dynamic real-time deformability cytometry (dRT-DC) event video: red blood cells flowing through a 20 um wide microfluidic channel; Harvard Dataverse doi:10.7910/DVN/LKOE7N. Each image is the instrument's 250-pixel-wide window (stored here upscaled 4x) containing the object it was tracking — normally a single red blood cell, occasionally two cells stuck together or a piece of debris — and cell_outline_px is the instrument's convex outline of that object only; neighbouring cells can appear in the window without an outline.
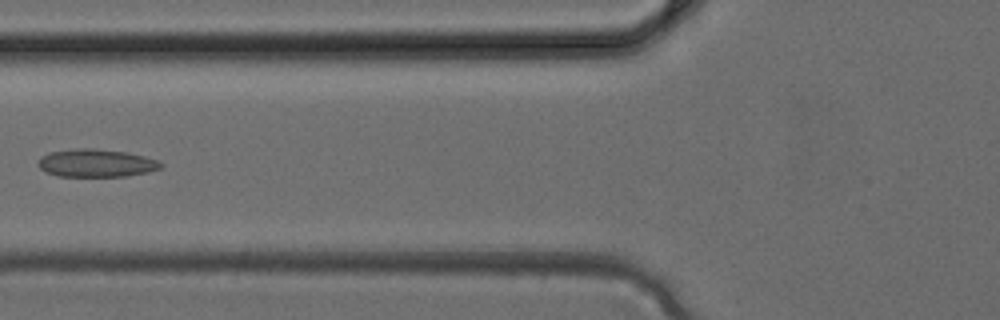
{"species": "common noctule bat (a hibernating species)", "species_latin": "Nyctalus noctula", "temperature_condition": "cold", "stored_images_in_passage": 4, "camera_frame_rate_fps": 3000, "um_per_image_px": 0.085, "animal": {"sex": "female", "body_mass_g": 24.6, "forearm_length_mm": 56.2}, "frame": {"image": 1, "passage_image": 4, "time_ms": 1.0, "image_size_px": [1000, 320], "cell_outline_px": [[164, 164], [160, 168], [148, 172], [128, 176], [60, 176], [48, 172], [40, 168], [36, 164], [40, 156], [48, 152], [76, 148], [92, 148], [128, 152], [160, 160]], "centroid_in_image_um": [8.19, 13.85], "position_along_channel_um": 117.6, "area_um2": 20.11}}